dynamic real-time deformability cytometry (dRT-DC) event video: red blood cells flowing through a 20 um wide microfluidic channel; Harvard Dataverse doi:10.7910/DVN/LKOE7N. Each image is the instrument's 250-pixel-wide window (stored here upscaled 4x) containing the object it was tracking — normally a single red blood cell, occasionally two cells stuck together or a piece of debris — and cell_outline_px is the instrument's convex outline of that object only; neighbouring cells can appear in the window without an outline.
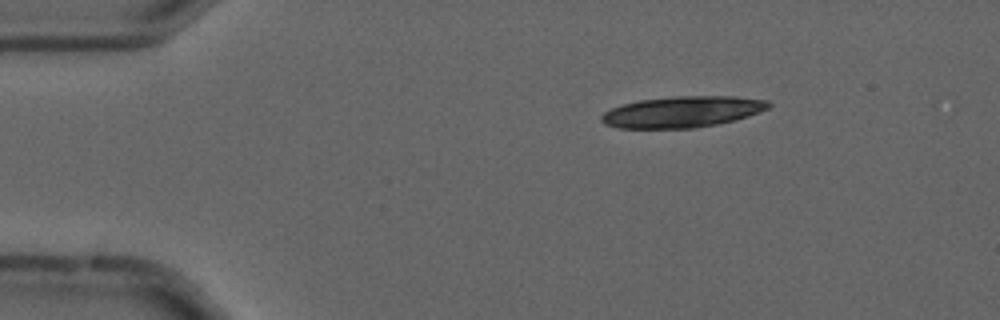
{"species": "common noctule bat (a hibernating species)", "species_latin": "Nyctalus noctula", "temperature_condition": "cold", "stored_images_in_passage": 18, "camera_frame_rate_fps": 3000, "um_per_image_px": 0.085, "animal": {"sex": "male", "forearm_length_mm": 52.5}, "frame": {"image": 1, "passage_image": 8, "time_ms": 2.333, "image_size_px": [1000, 320], "cell_outline_px": [[772, 104], [768, 108], [748, 116], [716, 124], [692, 128], [620, 128], [604, 124], [600, 120], [600, 116], [604, 112], [612, 108], [624, 104], [640, 100], [672, 96], [736, 96], [768, 100]], "centroid_in_image_um": [57.99, 9.5], "position_along_channel_um": 27.0, "area_um2": 30.23}}